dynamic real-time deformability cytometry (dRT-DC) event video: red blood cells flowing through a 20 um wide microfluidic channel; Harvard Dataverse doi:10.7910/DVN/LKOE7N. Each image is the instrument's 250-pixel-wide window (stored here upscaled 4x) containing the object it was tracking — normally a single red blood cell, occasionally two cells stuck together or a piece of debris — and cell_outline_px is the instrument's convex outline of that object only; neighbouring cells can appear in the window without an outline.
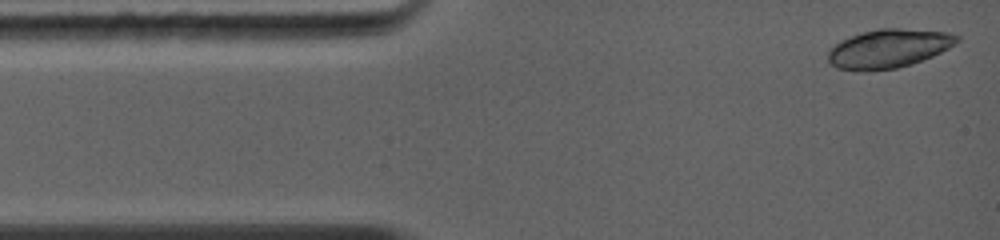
{"species": "common noctule bat (a hibernating species)", "species_latin": "Nyctalus noctula", "temperature_condition": "warm", "stored_images_in_passage": 5, "camera_frame_rate_fps": 5000, "um_per_image_px": 0.085, "animal": {"sex": "female", "body_mass_g": 19.0, "forearm_length_mm": 56.7}, "frame": {"image": 1, "passage_image": 1, "time_ms": 0.0, "image_size_px": [1000, 240], "cell_outline_px": [[960, 40], [948, 48], [932, 56], [912, 64], [896, 68], [864, 72], [856, 72], [836, 68], [828, 64], [828, 52], [840, 40], [864, 32], [880, 28], [900, 28], [948, 32], [960, 36]], "centroid_in_image_um": [75.5, 4.15], "position_along_channel_um": 9.5, "area_um2": 29.3}}